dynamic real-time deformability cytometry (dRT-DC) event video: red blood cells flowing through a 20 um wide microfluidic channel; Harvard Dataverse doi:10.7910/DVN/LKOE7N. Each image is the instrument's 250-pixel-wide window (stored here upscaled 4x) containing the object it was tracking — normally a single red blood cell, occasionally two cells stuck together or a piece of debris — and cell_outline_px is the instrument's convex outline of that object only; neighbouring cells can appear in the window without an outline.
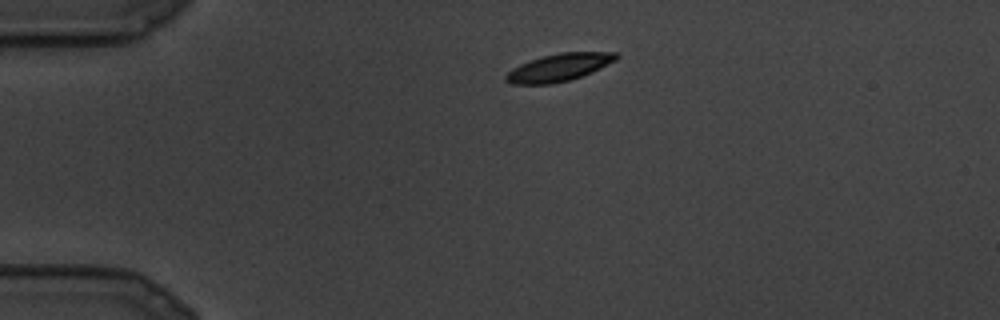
{"species": "common noctule bat (a hibernating species)", "species_latin": "Nyctalus noctula", "temperature_condition": "cold", "stored_images_in_passage": 12, "camera_frame_rate_fps": 3000, "um_per_image_px": 0.085, "animal": {"sex": "male", "body_mass_g": 19.5, "forearm_length_mm": 54.6}, "frame": {"image": 1, "passage_image": 1, "time_ms": 0.0, "image_size_px": [1000, 320], "cell_outline_px": [[620, 56], [616, 60], [592, 72], [568, 80], [552, 84], [512, 84], [504, 80], [504, 76], [512, 68], [520, 64], [544, 56], [560, 52], [616, 52]], "centroid_in_image_um": [47.51, 5.73], "position_along_channel_um": 37.5, "area_um2": 17.57}}
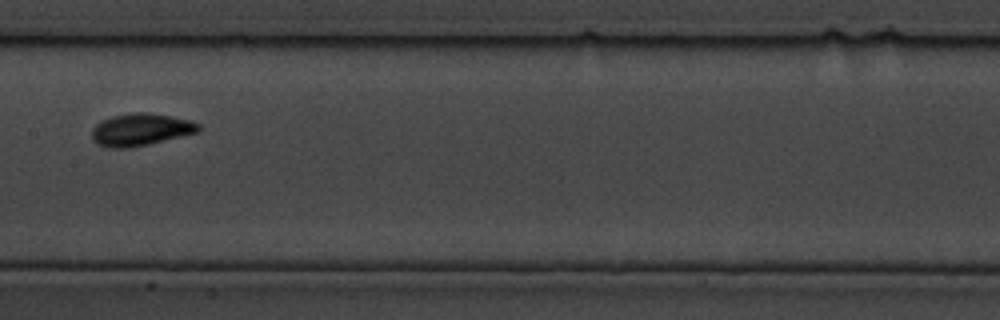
{"frame": {"image": 2, "passage_image": 9, "time_ms": 2.667, "image_size_px": [1000, 320], "cell_outline_px": [[200, 128], [196, 132], [148, 144], [128, 148], [108, 148], [96, 144], [92, 140], [92, 128], [96, 124], [112, 116], [140, 112], [144, 112], [172, 116], [192, 120], [200, 124]], "centroid_in_image_um": [11.93, 11.02], "position_along_channel_um": 195.5, "area_um2": 19.88}}
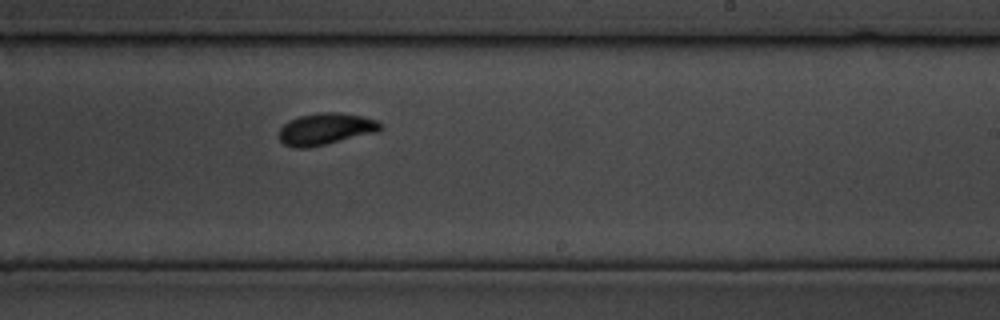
{"frame": {"image": 3, "passage_image": 12, "time_ms": 3.667, "image_size_px": [1000, 320], "cell_outline_px": [[384, 128], [380, 132], [308, 148], [292, 148], [284, 144], [280, 140], [280, 128], [288, 120], [300, 116], [320, 112], [336, 112], [364, 116], [380, 120], [384, 124]], "centroid_in_image_um": [27.76, 10.96], "position_along_channel_um": 261.2, "area_um2": 19.19}}